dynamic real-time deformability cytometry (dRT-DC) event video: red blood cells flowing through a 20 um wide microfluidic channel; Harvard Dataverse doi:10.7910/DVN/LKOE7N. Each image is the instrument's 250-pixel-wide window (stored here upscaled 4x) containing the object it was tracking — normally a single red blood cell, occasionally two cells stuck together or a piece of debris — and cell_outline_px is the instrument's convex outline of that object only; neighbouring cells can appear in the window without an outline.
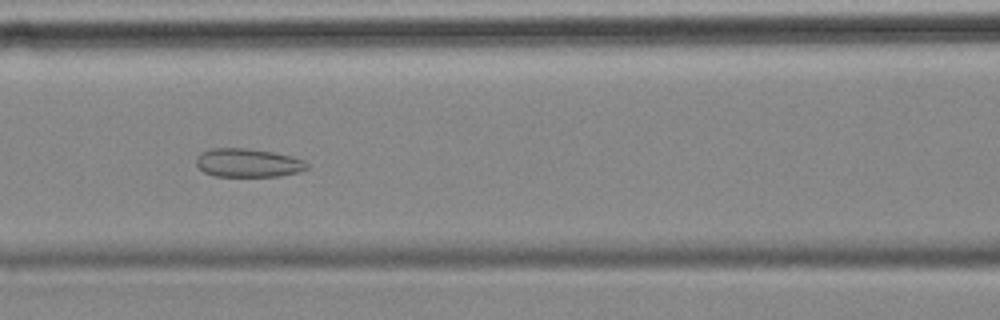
{"species": "common noctule bat (a hibernating species)", "species_latin": "Nyctalus noctula", "temperature_condition": "cold", "stored_images_in_passage": 46, "camera_frame_rate_fps": 3000, "um_per_image_px": 0.085, "animal": {"sex": "female", "body_mass_g": 18.4}, "frame": {"image": 1, "passage_image": 13, "time_ms": 4.0, "image_size_px": [1000, 320], "cell_outline_px": [[308, 168], [300, 172], [280, 176], [216, 176], [204, 172], [196, 164], [196, 156], [200, 152], [212, 148], [248, 148], [272, 152], [292, 156], [304, 160], [308, 164]], "centroid_in_image_um": [21.08, 13.84], "position_along_channel_um": 145.5, "area_um2": 18.55}}
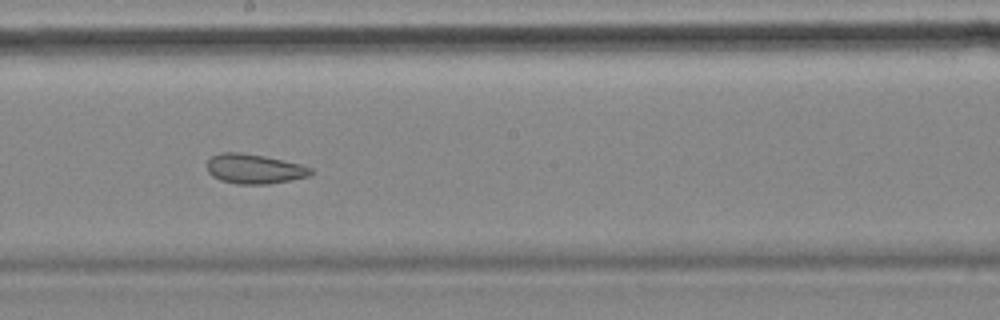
{"frame": {"image": 2, "passage_image": 20, "time_ms": 6.333, "image_size_px": [1000, 320], "cell_outline_px": [[316, 172], [308, 176], [292, 180], [268, 184], [236, 184], [220, 180], [212, 176], [208, 172], [208, 160], [212, 156], [220, 152], [240, 152], [264, 156], [300, 164], [312, 168]], "centroid_in_image_um": [21.63, 14.36], "position_along_channel_um": 226.6, "area_um2": 18.03}}
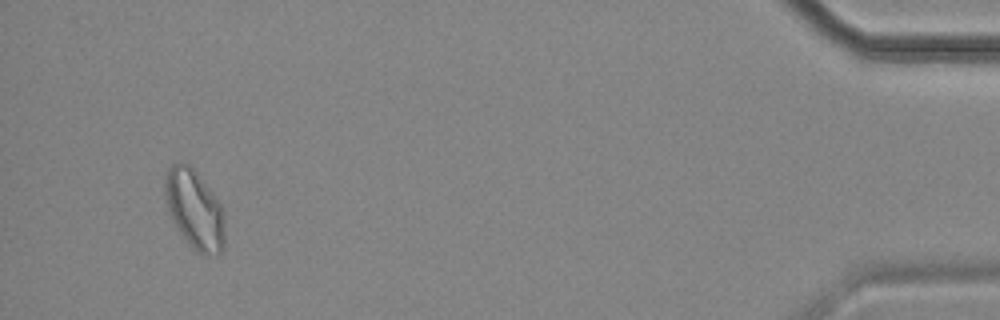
{"frame": {"image": 3, "passage_image": 43, "time_ms": 14.0, "image_size_px": [1000, 320], "cell_outline_px": [[224, 248], [216, 256], [204, 256], [196, 252], [192, 248], [180, 232], [172, 220], [168, 212], [164, 196], [164, 176], [168, 168], [172, 164], [180, 160], [184, 160], [196, 172], [220, 204], [224, 212]], "centroid_in_image_um": [16.51, 17.81], "position_along_channel_um": 418.7, "area_um2": 27.92}, "authors_computed_cell_mechanics": {"area_um2": 20.6057, "velocity_mm_per_s": 3.496, "shape_relaxation_time_tau1_ms": null, "shape_relaxation_time_tau2_ms": 3.1855, "deformation_change_tau1": null, "deformation_change_tau2": 0.0964}}